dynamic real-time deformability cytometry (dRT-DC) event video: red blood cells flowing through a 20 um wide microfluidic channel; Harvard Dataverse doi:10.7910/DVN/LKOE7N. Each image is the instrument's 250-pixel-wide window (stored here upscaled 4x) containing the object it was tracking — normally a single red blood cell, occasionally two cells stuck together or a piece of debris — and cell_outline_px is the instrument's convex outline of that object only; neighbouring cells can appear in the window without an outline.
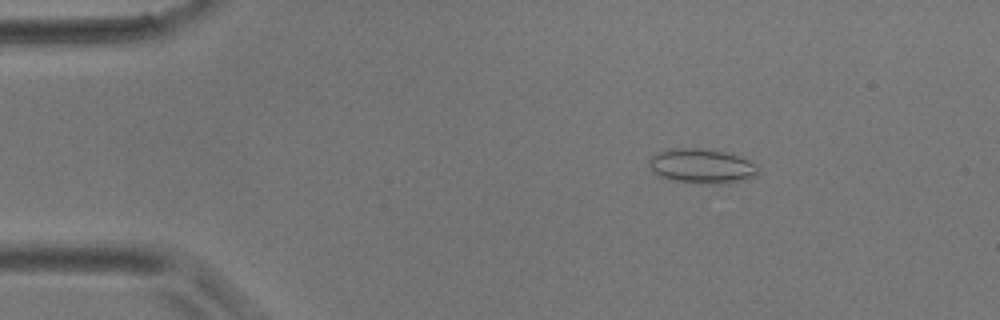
{"species": "common noctule bat (a hibernating species)", "species_latin": "Nyctalus noctula", "temperature_condition": "room temperature", "stored_images_in_passage": 5, "camera_frame_rate_fps": 3000, "um_per_image_px": 0.085, "animal": {"sex": "male", "body_mass_g": 17.9}, "frame": {"image": 1, "passage_image": 3, "time_ms": 2.333, "image_size_px": [1000, 320], "cell_outline_px": [[760, 172], [752, 176], [728, 184], [716, 184], [676, 180], [656, 176], [652, 172], [648, 164], [648, 160], [656, 152], [672, 148], [704, 148], [728, 152], [744, 156], [760, 164]], "centroid_in_image_um": [59.7, 14.09], "position_along_channel_um": 25.3, "area_um2": 22.54}}